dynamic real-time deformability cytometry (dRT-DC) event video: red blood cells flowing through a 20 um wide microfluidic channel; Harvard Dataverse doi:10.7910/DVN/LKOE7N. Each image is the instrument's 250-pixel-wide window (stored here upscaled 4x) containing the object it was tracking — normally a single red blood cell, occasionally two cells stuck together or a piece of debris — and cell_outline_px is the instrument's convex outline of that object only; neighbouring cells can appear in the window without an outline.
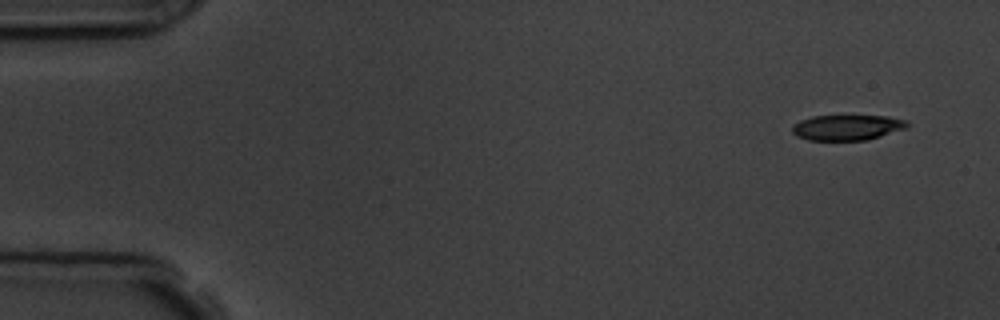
{"species": "common noctule bat (a hibernating species)", "species_latin": "Nyctalus noctula", "temperature_condition": "room temperature", "stored_images_in_passage": 3, "segment_of_instrument_passage": [2, 2], "camera_frame_rate_fps": 3000, "um_per_image_px": 0.085, "animal": {"sex": "male", "body_mass_g": 19.5, "forearm_length_mm": 54.6}, "frame": {"image": 1, "passage_image": 3, "time_ms": 2.333, "image_size_px": [1000, 320], "cell_outline_px": [[908, 128], [868, 140], [808, 140], [796, 136], [792, 132], [792, 128], [800, 120], [812, 116], [888, 116], [908, 120]], "centroid_in_image_um": [72.05, 10.84], "position_along_channel_um": 13.0, "area_um2": 17.11}}